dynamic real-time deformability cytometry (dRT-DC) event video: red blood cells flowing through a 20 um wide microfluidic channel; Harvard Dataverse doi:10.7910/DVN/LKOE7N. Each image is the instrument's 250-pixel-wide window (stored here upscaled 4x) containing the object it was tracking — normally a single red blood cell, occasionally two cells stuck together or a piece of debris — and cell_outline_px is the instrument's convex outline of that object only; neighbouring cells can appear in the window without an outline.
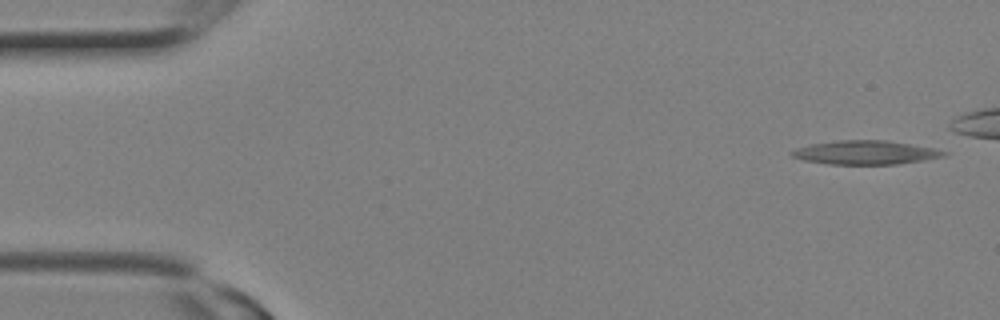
{"species": "Egyptian fruit bat (a non-hibernating species)", "species_latin": "Rousettus aegyptiacus", "temperature_condition": "room temperature", "stored_images_in_passage": 8, "camera_frame_rate_fps": 3000, "um_per_image_px": 0.085, "animal": {"sex": "female"}, "frame": {"image": 1, "passage_image": 1, "time_ms": 0.0, "image_size_px": [1000, 320], "cell_outline_px": [[948, 152], [944, 156], [924, 160], [896, 164], [828, 164], [804, 160], [792, 156], [788, 152], [796, 148], [812, 144], [840, 140], [888, 140], [936, 148]], "centroid_in_image_um": [73.58, 12.96], "position_along_channel_um": 11.4, "area_um2": 21.1}}